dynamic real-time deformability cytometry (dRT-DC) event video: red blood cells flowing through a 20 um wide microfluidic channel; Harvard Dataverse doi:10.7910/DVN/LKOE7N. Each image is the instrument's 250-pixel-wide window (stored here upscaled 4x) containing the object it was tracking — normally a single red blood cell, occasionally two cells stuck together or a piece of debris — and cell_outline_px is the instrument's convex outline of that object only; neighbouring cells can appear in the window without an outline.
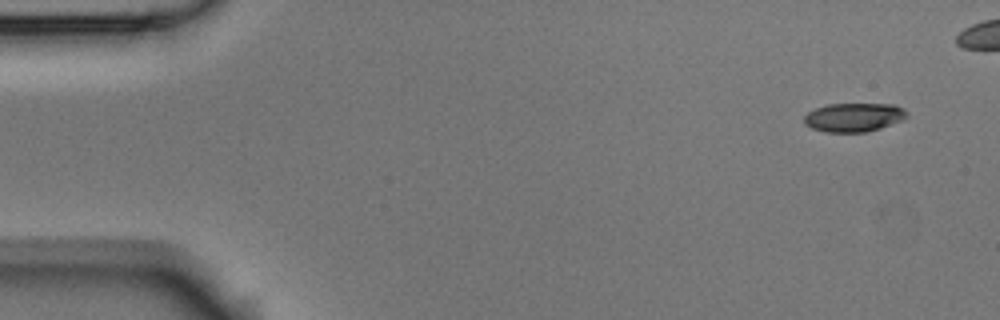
{"species": "Egyptian fruit bat (a non-hibernating species)", "species_latin": "Rousettus aegyptiacus", "temperature_condition": "room temperature", "stored_images_in_passage": 7, "camera_frame_rate_fps": 3000, "um_per_image_px": 0.085, "animal": {"sex": "male"}, "frame": {"image": 1, "passage_image": 1, "time_ms": 0.0, "image_size_px": [1000, 320], "cell_outline_px": [[908, 116], [904, 120], [880, 128], [864, 132], [828, 132], [812, 128], [804, 124], [804, 116], [808, 112], [816, 108], [828, 104], [896, 104], [904, 108]], "centroid_in_image_um": [72.6, 9.96], "position_along_channel_um": 12.4, "area_um2": 17.28}}
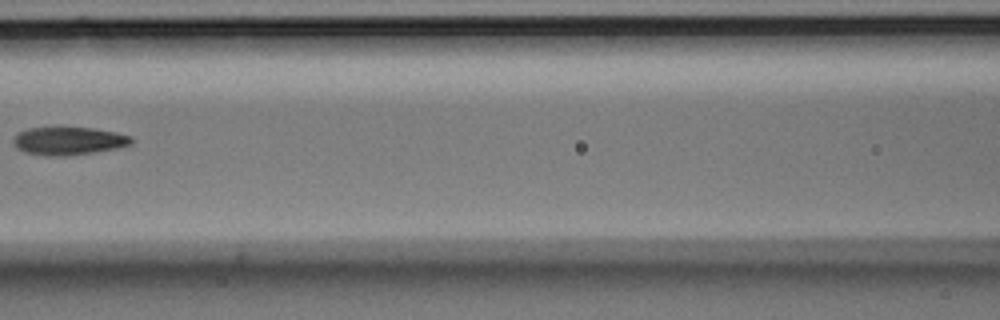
{"frame": {"image": 2, "passage_image": 6, "time_ms": 1.667, "image_size_px": [1000, 320], "cell_outline_px": [[132, 144], [116, 148], [92, 152], [64, 156], [44, 156], [24, 152], [16, 148], [12, 140], [20, 132], [28, 128], [56, 124], [92, 128], [116, 132], [132, 136]], "centroid_in_image_um": [5.78, 11.93], "position_along_channel_um": 160.8, "area_um2": 20.0}}
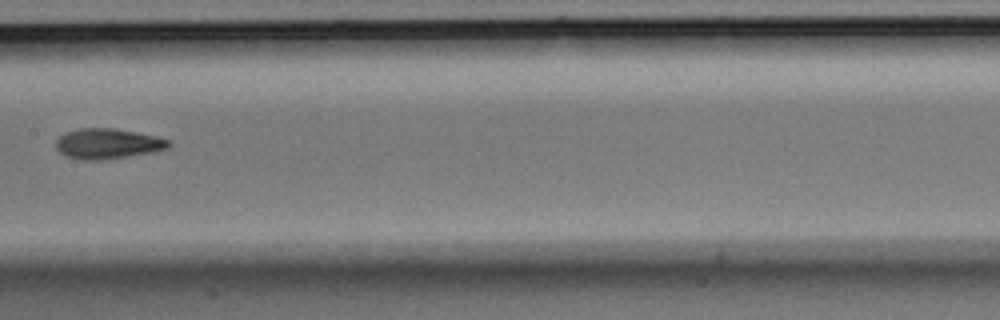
{"frame": {"image": 3, "passage_image": 7, "time_ms": 2.0, "image_size_px": [1000, 320], "cell_outline_px": [[172, 144], [168, 148], [152, 152], [104, 160], [84, 160], [64, 156], [56, 148], [56, 140], [60, 136], [68, 132], [80, 128], [116, 128], [156, 136], [168, 140]], "centroid_in_image_um": [9.15, 12.22], "position_along_channel_um": 198.2, "area_um2": 19.88}}